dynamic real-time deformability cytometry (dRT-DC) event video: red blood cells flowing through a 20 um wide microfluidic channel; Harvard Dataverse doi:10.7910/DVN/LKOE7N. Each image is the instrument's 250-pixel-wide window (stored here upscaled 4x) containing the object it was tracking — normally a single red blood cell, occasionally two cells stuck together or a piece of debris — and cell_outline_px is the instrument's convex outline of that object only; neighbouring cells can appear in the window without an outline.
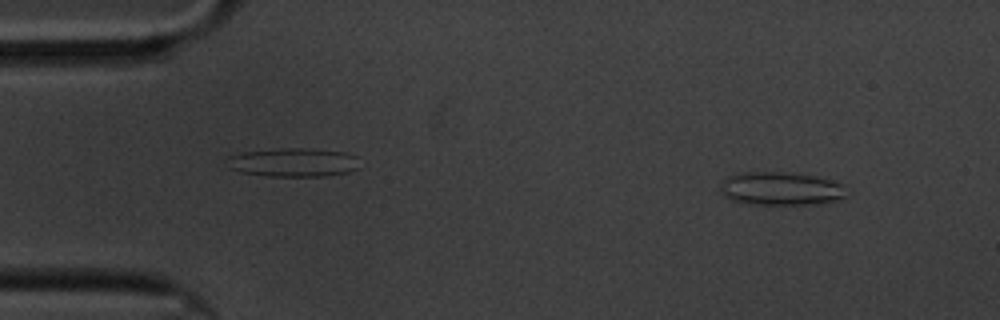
{"species": "common noctule bat (a hibernating species)", "species_latin": "Nyctalus noctula", "temperature_condition": "cold", "stored_images_in_passage": 58, "camera_frame_rate_fps": 3000, "um_per_image_px": 0.085, "animal": {"sex": "male", "body_mass_g": 20.1, "forearm_length_mm": 53.5}, "frame": {"image": 1, "passage_image": 5, "time_ms": 1.333, "image_size_px": [1000, 320], "cell_outline_px": [[844, 196], [836, 200], [820, 204], [752, 204], [736, 200], [724, 196], [720, 192], [720, 188], [724, 180], [728, 176], [744, 172], [784, 172], [816, 176], [844, 184]], "centroid_in_image_um": [66.37, 16.03], "position_along_channel_um": 18.6, "area_um2": 24.22}}
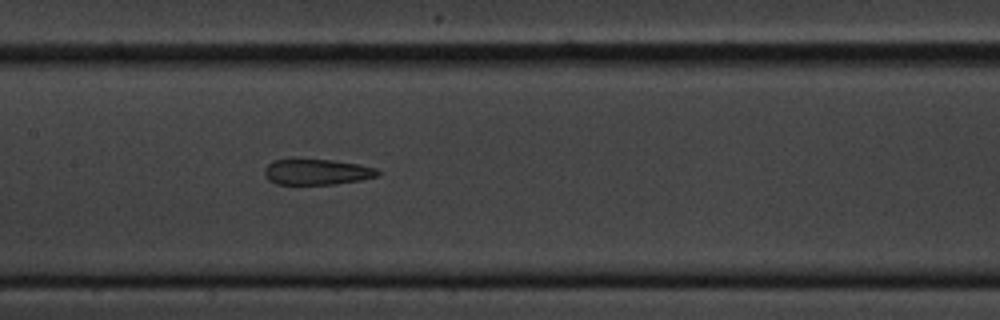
{"frame": {"image": 2, "passage_image": 27, "time_ms": 8.667, "image_size_px": [1000, 320], "cell_outline_px": [[380, 176], [360, 180], [332, 184], [276, 184], [268, 180], [264, 176], [264, 168], [272, 160], [292, 156], [296, 156], [332, 160], [356, 164], [376, 168], [380, 172]], "centroid_in_image_um": [26.84, 14.56], "position_along_channel_um": 180.6, "area_um2": 17.74}}
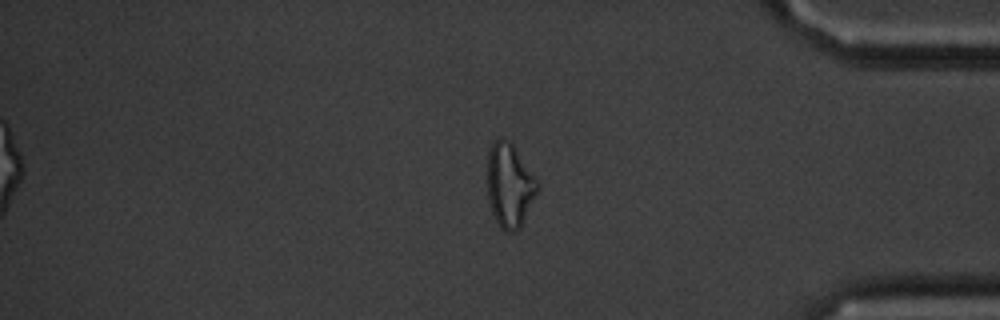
{"frame": {"image": 3, "passage_image": 48, "time_ms": 15.667, "image_size_px": [1000, 320], "cell_outline_px": [[540, 188], [520, 228], [516, 232], [504, 232], [500, 228], [492, 212], [488, 200], [488, 152], [492, 144], [500, 136], [504, 136], [512, 144], [536, 176], [540, 184]], "centroid_in_image_um": [43.34, 15.76], "position_along_channel_um": 391.9, "area_um2": 24.8}, "authors_computed_cell_mechanics": {"area_um2": 20.23, "velocity_mm_per_s": 3.3804, "shape_relaxation_time_tau1_ms": null, "shape_relaxation_time_tau2_ms": 2.6535, "deformation_change_tau1": null, "deformation_change_tau2": 0.1169}}